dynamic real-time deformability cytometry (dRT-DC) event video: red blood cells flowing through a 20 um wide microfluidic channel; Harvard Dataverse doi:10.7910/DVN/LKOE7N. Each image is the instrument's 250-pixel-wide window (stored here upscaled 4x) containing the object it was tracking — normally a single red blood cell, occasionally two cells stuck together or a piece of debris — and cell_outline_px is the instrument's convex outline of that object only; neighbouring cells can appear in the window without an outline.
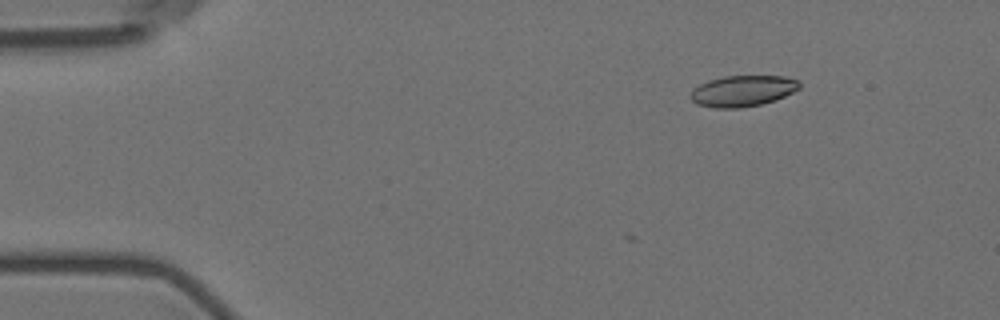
{"species": "Egyptian fruit bat (a non-hibernating species)", "species_latin": "Rousettus aegyptiacus", "temperature_condition": "room temperature", "stored_images_in_passage": 5, "camera_frame_rate_fps": 3000, "um_per_image_px": 0.085, "animal": {"sex": "female"}, "frame": {"image": 1, "passage_image": 1, "time_ms": 0.0, "image_size_px": [1000, 320], "cell_outline_px": [[800, 88], [776, 100], [760, 104], [740, 108], [712, 108], [696, 104], [688, 96], [692, 88], [708, 80], [724, 76], [784, 76], [800, 80]], "centroid_in_image_um": [63.09, 7.73], "position_along_channel_um": 21.9, "area_um2": 19.94}}